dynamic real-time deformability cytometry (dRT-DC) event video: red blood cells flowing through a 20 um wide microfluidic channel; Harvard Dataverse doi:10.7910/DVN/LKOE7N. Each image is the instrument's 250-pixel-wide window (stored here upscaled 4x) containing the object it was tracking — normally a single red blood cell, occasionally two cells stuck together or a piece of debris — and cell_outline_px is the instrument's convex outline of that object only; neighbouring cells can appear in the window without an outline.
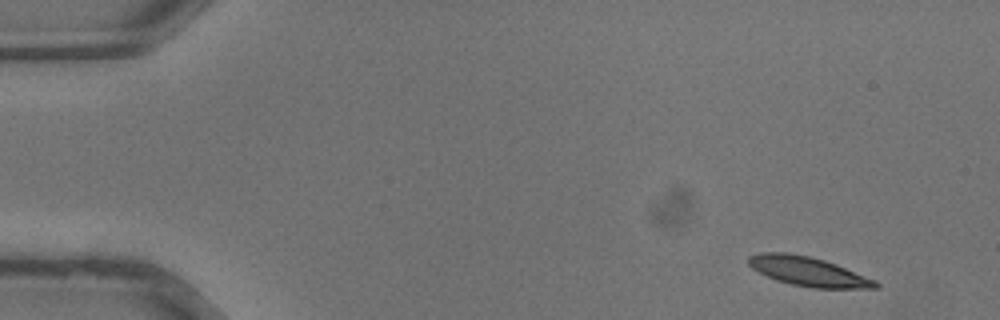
{"species": "common noctule bat (a hibernating species)", "species_latin": "Nyctalus noctula", "temperature_condition": "warm", "stored_images_in_passage": 8, "camera_frame_rate_fps": 3000, "um_per_image_px": 0.085, "animal": {"sex": "male", "body_mass_g": 13.3}, "frame": {"image": 1, "passage_image": 2, "time_ms": 0.333, "image_size_px": [1000, 320], "cell_outline_px": [[880, 288], [812, 288], [792, 284], [776, 280], [752, 268], [748, 264], [748, 256], [760, 252], [788, 252], [808, 256], [824, 260], [836, 264], [876, 280], [880, 284]], "centroid_in_image_um": [68.7, 23.07], "position_along_channel_um": 16.3, "area_um2": 21.62}}